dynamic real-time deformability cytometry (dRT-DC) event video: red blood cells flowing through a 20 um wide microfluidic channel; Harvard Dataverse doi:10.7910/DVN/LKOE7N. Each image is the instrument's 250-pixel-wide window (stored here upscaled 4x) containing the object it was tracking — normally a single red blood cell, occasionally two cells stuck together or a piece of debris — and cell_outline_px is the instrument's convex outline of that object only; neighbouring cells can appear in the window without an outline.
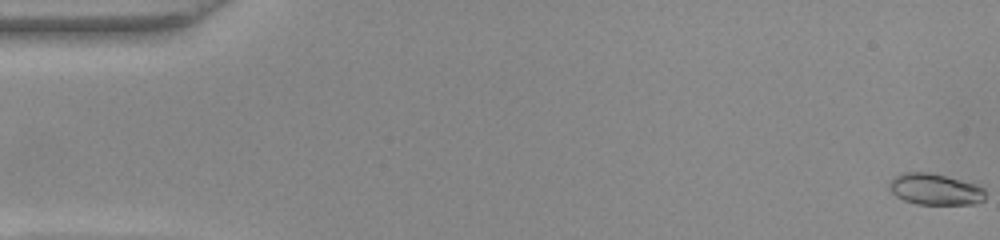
{"species": "common noctule bat (a hibernating species)", "species_latin": "Nyctalus noctula", "temperature_condition": "warm", "stored_images_in_passage": 54, "segment_of_instrument_passage": [1, 2], "camera_frame_rate_fps": 3000, "um_per_image_px": 0.085, "animal": {"sex": "female", "body_mass_g": 22.0, "forearm_length_mm": 56.7}, "frame": {"image": 1, "passage_image": 1, "time_ms": 0.0, "image_size_px": [1000, 240], "cell_outline_px": [[984, 200], [976, 204], [916, 204], [904, 200], [896, 196], [892, 192], [888, 184], [888, 180], [900, 172], [928, 172], [976, 184], [984, 188]], "centroid_in_image_um": [79.44, 16.08], "position_along_channel_um": 5.6, "area_um2": 17.57}}
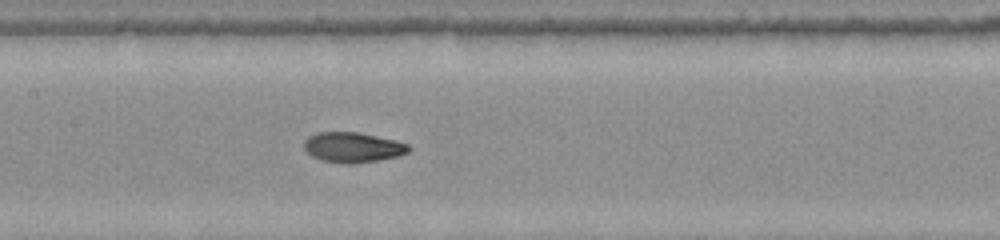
{"frame": {"image": 2, "passage_image": 26, "time_ms": 8.333, "image_size_px": [1000, 240], "cell_outline_px": [[412, 148], [408, 152], [400, 156], [380, 160], [356, 164], [344, 164], [320, 160], [312, 156], [304, 148], [304, 140], [308, 136], [316, 132], [356, 132], [396, 140], [408, 144]], "centroid_in_image_um": [30.0, 12.53], "position_along_channel_um": 177.4, "area_um2": 18.67}}
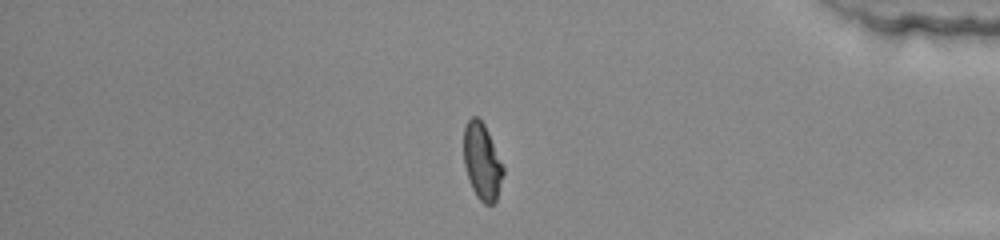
{"frame": {"image": 3, "passage_image": 45, "time_ms": 14.667, "image_size_px": [1000, 240], "cell_outline_px": [[504, 172], [496, 200], [492, 204], [484, 204], [476, 196], [468, 180], [464, 164], [464, 128], [468, 120], [472, 116], [476, 116], [484, 124], [504, 164]], "centroid_in_image_um": [40.98, 13.74], "position_along_channel_um": 394.2, "area_um2": 17.69}}